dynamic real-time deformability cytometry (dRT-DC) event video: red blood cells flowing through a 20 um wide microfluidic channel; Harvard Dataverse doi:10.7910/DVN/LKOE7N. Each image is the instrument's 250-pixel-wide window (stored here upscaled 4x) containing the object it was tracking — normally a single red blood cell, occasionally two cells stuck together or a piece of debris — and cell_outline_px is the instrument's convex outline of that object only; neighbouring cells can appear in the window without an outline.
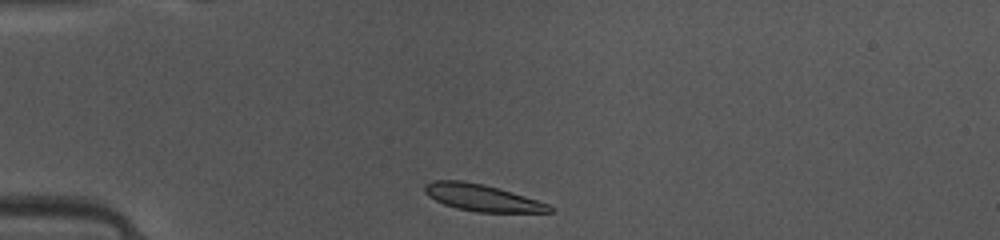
{"species": "common noctule bat (a hibernating species)", "species_latin": "Nyctalus noctula", "temperature_condition": "warm", "stored_images_in_passage": 37, "camera_frame_rate_fps": 3000, "um_per_image_px": 0.085, "animal": {"sex": "female", "body_mass_g": 10.0, "forearm_length_mm": 53.1}, "frame": {"image": 1, "passage_image": 1, "time_ms": 0.0, "image_size_px": [1000, 240], "cell_outline_px": [[552, 212], [476, 212], [456, 208], [444, 204], [428, 196], [424, 192], [424, 184], [432, 180], [464, 180], [484, 184], [500, 188], [548, 204], [552, 208]], "centroid_in_image_um": [40.92, 16.79], "position_along_channel_um": 44.1, "area_um2": 19.48}}
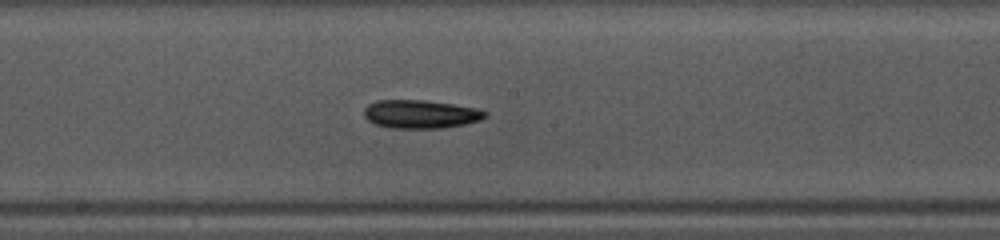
{"frame": {"image": 2, "passage_image": 15, "time_ms": 4.667, "image_size_px": [1000, 240], "cell_outline_px": [[488, 116], [480, 120], [464, 124], [444, 128], [392, 128], [376, 124], [368, 120], [364, 116], [364, 108], [368, 104], [376, 100], [424, 100], [452, 104], [476, 108], [488, 112]], "centroid_in_image_um": [35.75, 9.7], "position_along_channel_um": 212.4, "area_um2": 20.06}}
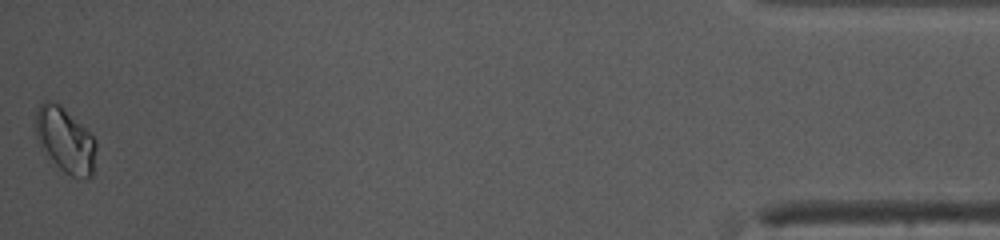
{"frame": {"image": 3, "passage_image": 37, "time_ms": 12.0, "image_size_px": [1000, 240], "cell_outline_px": [[96, 148], [92, 176], [88, 180], [76, 180], [64, 172], [40, 148], [32, 124], [36, 108], [44, 100], [48, 100], [60, 104], [96, 140]], "centroid_in_image_um": [5.5, 11.93], "position_along_channel_um": 429.7, "area_um2": 23.47}, "authors_computed_cell_mechanics": {"area_um2": 19.5364, "velocity_mm_per_s": 4.1023, "shape_relaxation_time_tau1_ms": 7.2056, "shape_relaxation_time_tau2_ms": null, "deformation_change_tau1": 0.169, "deformation_change_tau2": null}}